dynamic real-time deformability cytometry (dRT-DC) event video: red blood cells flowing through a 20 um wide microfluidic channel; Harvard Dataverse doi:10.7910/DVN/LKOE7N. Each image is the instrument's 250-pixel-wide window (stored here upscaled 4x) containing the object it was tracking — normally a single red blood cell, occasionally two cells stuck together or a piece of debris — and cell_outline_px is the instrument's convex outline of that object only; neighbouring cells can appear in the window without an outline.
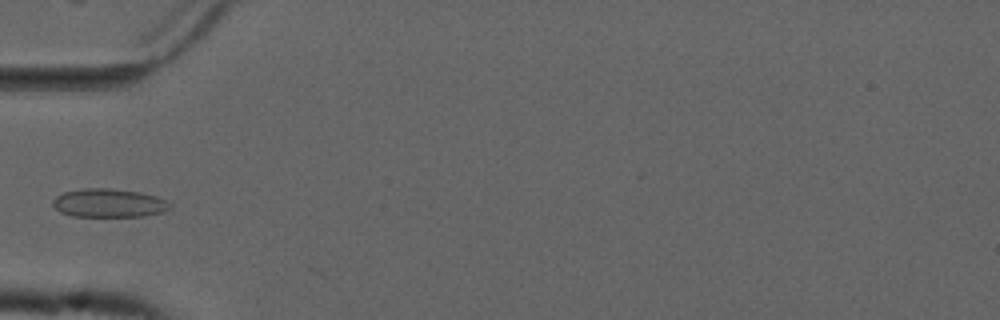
{"species": "common noctule bat (a hibernating species)", "species_latin": "Nyctalus noctula", "temperature_condition": "cold", "stored_images_in_passage": 2, "camera_frame_rate_fps": 3000, "um_per_image_px": 0.085, "animal": {"sex": "male", "forearm_length_mm": 52.5}, "frame": {"image": 1, "passage_image": 1, "time_ms": 0.0, "image_size_px": [1000, 320], "cell_outline_px": [[172, 208], [164, 212], [144, 216], [72, 216], [60, 212], [52, 204], [52, 200], [56, 196], [64, 192], [80, 188], [108, 188], [140, 192], [156, 196], [164, 200]], "centroid_in_image_um": [9.23, 17.25], "position_along_channel_um": 75.8, "area_um2": 19.48}}